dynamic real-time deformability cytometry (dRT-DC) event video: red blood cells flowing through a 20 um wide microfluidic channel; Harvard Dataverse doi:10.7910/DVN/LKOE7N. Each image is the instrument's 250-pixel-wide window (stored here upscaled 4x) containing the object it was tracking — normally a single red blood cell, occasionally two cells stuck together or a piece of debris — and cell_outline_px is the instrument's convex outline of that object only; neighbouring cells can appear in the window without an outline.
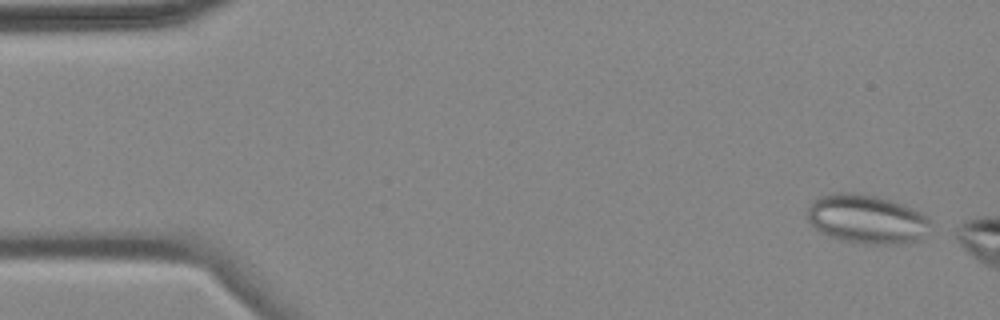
{"species": "common noctule bat (a hibernating species)", "species_latin": "Nyctalus noctula", "temperature_condition": "cold", "stored_images_in_passage": 5, "camera_frame_rate_fps": 3000, "um_per_image_px": 0.085, "animal": {"sex": "female", "body_mass_g": 18.4}, "frame": {"image": 1, "passage_image": 1, "time_ms": 0.0, "image_size_px": [1000, 320], "cell_outline_px": [[928, 220], [920, 240], [908, 244], [868, 244], [840, 240], [828, 236], [820, 232], [808, 220], [808, 208], [812, 200], [816, 196], [836, 192], [852, 192], [876, 196], [904, 204], [928, 216]], "centroid_in_image_um": [73.61, 18.61], "position_along_channel_um": 11.4, "area_um2": 35.14}}